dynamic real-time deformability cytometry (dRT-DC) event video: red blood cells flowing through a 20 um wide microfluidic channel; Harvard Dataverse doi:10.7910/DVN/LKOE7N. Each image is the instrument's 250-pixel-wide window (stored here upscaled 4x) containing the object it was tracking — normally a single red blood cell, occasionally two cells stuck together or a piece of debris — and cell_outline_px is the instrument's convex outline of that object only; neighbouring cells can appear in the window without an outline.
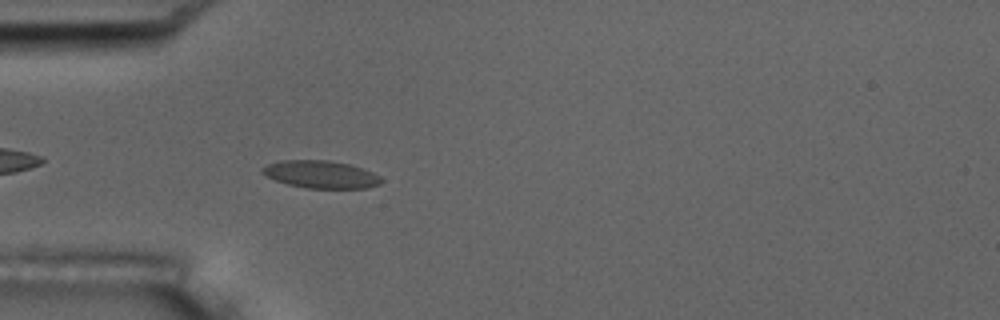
{"species": "common noctule bat (a hibernating species)", "species_latin": "Nyctalus noctula", "temperature_condition": "room temperature", "stored_images_in_passage": 5, "camera_frame_rate_fps": 3000, "um_per_image_px": 0.085, "animal": {"sex": "male", "body_mass_g": 17.5, "forearm_length_mm": 52.3}, "frame": {"image": 1, "passage_image": 5, "time_ms": 5.333, "image_size_px": [1000, 320], "cell_outline_px": [[384, 180], [380, 184], [368, 188], [308, 188], [288, 184], [276, 180], [260, 172], [260, 168], [268, 164], [280, 160], [328, 160], [348, 164], [372, 172], [380, 176]], "centroid_in_image_um": [27.27, 14.82], "position_along_channel_um": 57.7, "area_um2": 19.02}}